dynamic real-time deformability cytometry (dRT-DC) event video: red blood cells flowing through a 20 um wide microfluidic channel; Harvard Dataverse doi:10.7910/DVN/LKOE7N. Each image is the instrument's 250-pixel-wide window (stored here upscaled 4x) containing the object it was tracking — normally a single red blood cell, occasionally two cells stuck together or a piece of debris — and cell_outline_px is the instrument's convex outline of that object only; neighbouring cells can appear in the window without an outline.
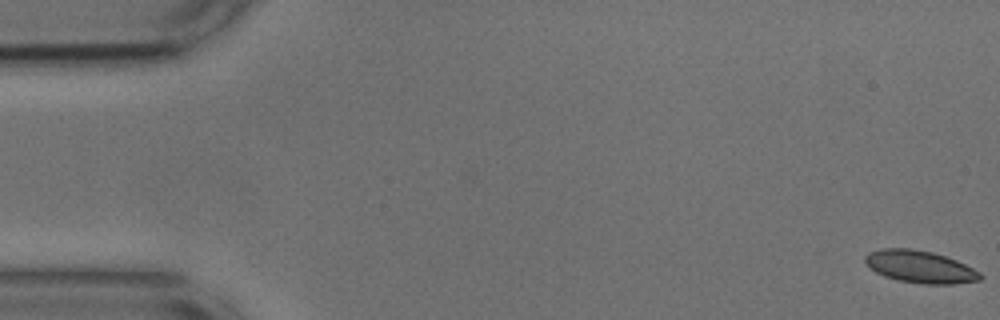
{"species": "common noctule bat (a hibernating species)", "species_latin": "Nyctalus noctula", "temperature_condition": "cold", "stored_images_in_passage": 55, "camera_frame_rate_fps": 3000, "um_per_image_px": 0.085, "animal": {"sex": "male", "body_mass_g": 17.9, "forearm_length_mm": 54.2}, "frame": {"image": 1, "passage_image": 1, "time_ms": 0.0, "image_size_px": [1000, 320], "cell_outline_px": [[984, 276], [980, 280], [952, 284], [924, 284], [896, 280], [884, 276], [876, 272], [864, 260], [864, 256], [868, 252], [880, 248], [912, 248], [932, 252], [956, 260], [980, 272]], "centroid_in_image_um": [78.19, 22.67], "position_along_channel_um": 6.8, "area_um2": 21.68}}
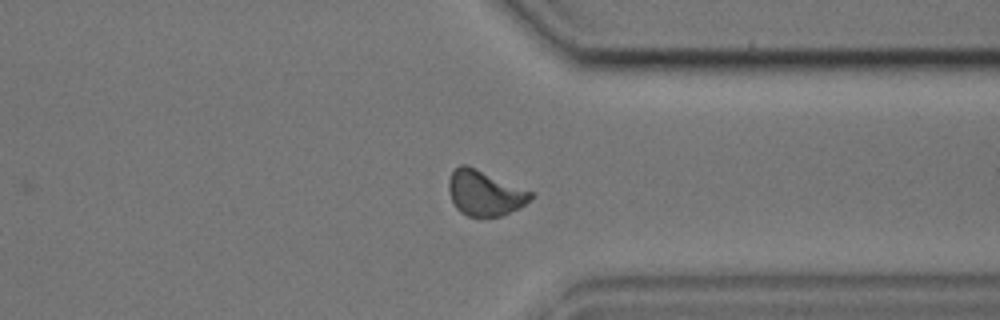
{"frame": {"image": 2, "passage_image": 42, "time_ms": 13.667, "image_size_px": [1000, 320], "cell_outline_px": [[536, 196], [520, 208], [500, 216], [468, 216], [460, 212], [456, 208], [448, 192], [448, 180], [452, 172], [460, 164], [468, 164], [532, 192]], "centroid_in_image_um": [41.2, 16.4], "position_along_channel_um": 370.2, "area_um2": 21.73}}
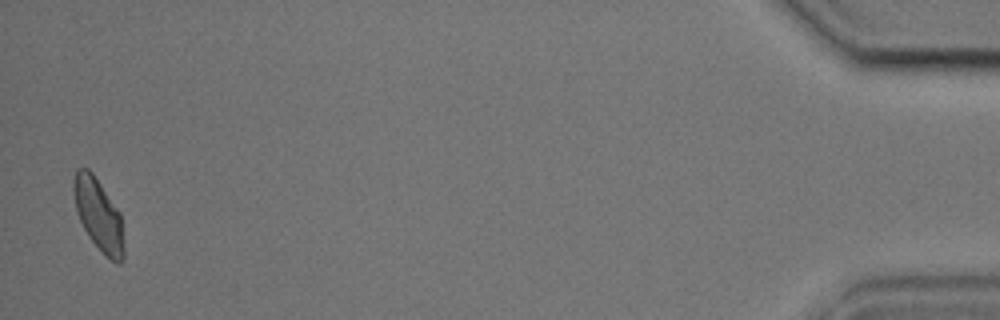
{"frame": {"image": 3, "passage_image": 54, "time_ms": 17.667, "image_size_px": [1000, 320], "cell_outline_px": [[124, 260], [120, 264], [116, 264], [104, 256], [88, 236], [76, 212], [72, 192], [72, 180], [76, 168], [88, 168], [92, 172], [120, 212], [124, 244]], "centroid_in_image_um": [8.36, 18.28], "position_along_channel_um": 426.8, "area_um2": 21.5}, "authors_computed_cell_mechanics": {"area_um2": 21.386, "velocity_mm_per_s": 3.6404, "shape_relaxation_time_tau1_ms": 5.0476, "shape_relaxation_time_tau2_ms": 2.542, "deformation_change_tau1": 0.1121, "deformation_change_tau2": 0.0747}}